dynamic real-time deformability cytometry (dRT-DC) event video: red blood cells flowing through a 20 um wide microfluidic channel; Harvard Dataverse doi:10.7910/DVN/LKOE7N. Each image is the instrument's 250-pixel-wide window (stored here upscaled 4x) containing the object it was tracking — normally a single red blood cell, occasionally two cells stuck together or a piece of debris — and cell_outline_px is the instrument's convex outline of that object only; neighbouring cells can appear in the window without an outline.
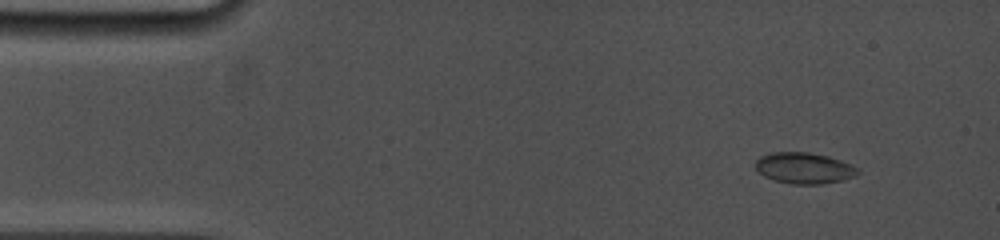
{"species": "common noctule bat (a hibernating species)", "species_latin": "Nyctalus noctula", "temperature_condition": "cold", "stored_images_in_passage": 19, "camera_frame_rate_fps": 5000, "um_per_image_px": 0.085, "animal": {"sex": "female", "body_mass_g": 19.0, "forearm_length_mm": 53.3}, "frame": {"image": 1, "passage_image": 3, "time_ms": 0.8, "image_size_px": [1000, 240], "cell_outline_px": [[860, 172], [856, 176], [844, 180], [820, 184], [792, 184], [776, 180], [764, 176], [756, 168], [756, 160], [760, 156], [772, 152], [808, 152], [828, 156], [852, 164], [860, 168]], "centroid_in_image_um": [68.41, 14.28], "position_along_channel_um": 16.6, "area_um2": 18.61}}
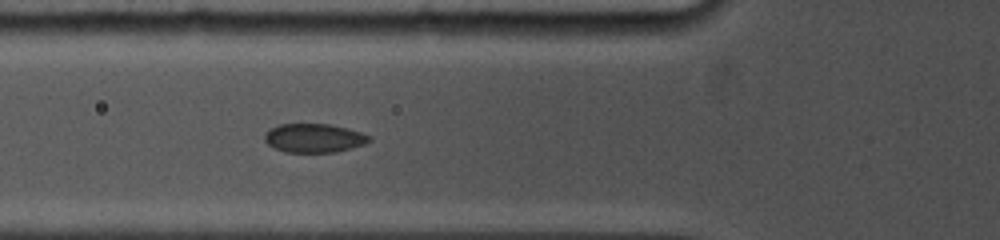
{"frame": {"image": 2, "passage_image": 16, "time_ms": 5.2, "image_size_px": [1000, 240], "cell_outline_px": [[372, 140], [364, 144], [352, 148], [336, 152], [284, 152], [272, 148], [264, 140], [264, 132], [280, 124], [328, 124], [348, 128], [372, 136]], "centroid_in_image_um": [26.69, 11.74], "position_along_channel_um": 99.1, "area_um2": 17.74}}
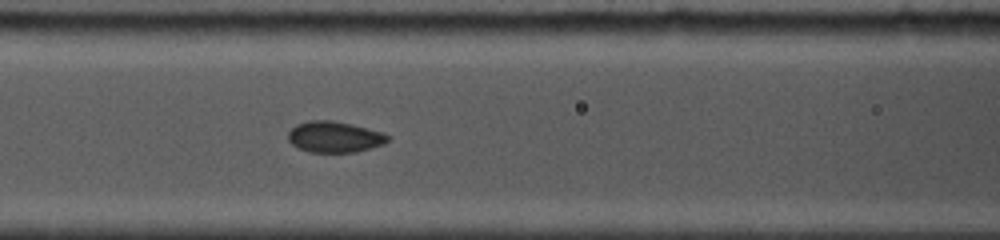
{"frame": {"image": 3, "passage_image": 19, "time_ms": 6.2, "image_size_px": [1000, 240], "cell_outline_px": [[392, 136], [384, 144], [356, 152], [308, 152], [292, 144], [288, 140], [288, 132], [296, 124], [308, 120], [332, 120], [352, 124], [384, 132]], "centroid_in_image_um": [28.46, 11.63], "position_along_channel_um": 138.1, "area_um2": 18.21}}